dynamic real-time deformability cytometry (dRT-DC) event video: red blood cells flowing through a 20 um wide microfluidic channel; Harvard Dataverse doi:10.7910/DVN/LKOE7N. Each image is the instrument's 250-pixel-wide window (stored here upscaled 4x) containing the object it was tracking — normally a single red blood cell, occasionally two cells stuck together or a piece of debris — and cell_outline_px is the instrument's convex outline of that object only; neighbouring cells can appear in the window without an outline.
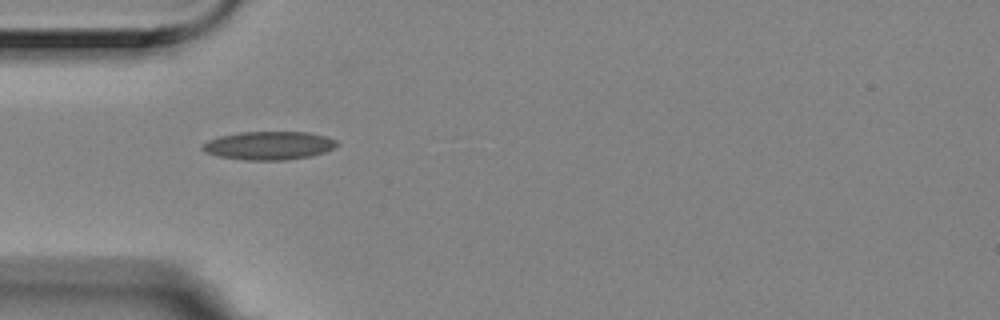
{"species": "Egyptian fruit bat (a non-hibernating species)", "species_latin": "Rousettus aegyptiacus", "temperature_condition": "room temperature", "stored_images_in_passage": 1, "camera_frame_rate_fps": 3000, "um_per_image_px": 0.085, "animal": {"sex": "female"}, "frame": {"image": 1, "passage_image": 1, "time_ms": 0.0, "image_size_px": [1000, 320], "cell_outline_px": [[340, 144], [324, 152], [312, 156], [284, 160], [244, 160], [220, 156], [208, 152], [200, 148], [200, 144], [208, 140], [220, 136], [240, 132], [308, 132], [328, 136], [336, 140]], "centroid_in_image_um": [22.88, 12.36], "position_along_channel_um": 62.1, "area_um2": 22.25}}